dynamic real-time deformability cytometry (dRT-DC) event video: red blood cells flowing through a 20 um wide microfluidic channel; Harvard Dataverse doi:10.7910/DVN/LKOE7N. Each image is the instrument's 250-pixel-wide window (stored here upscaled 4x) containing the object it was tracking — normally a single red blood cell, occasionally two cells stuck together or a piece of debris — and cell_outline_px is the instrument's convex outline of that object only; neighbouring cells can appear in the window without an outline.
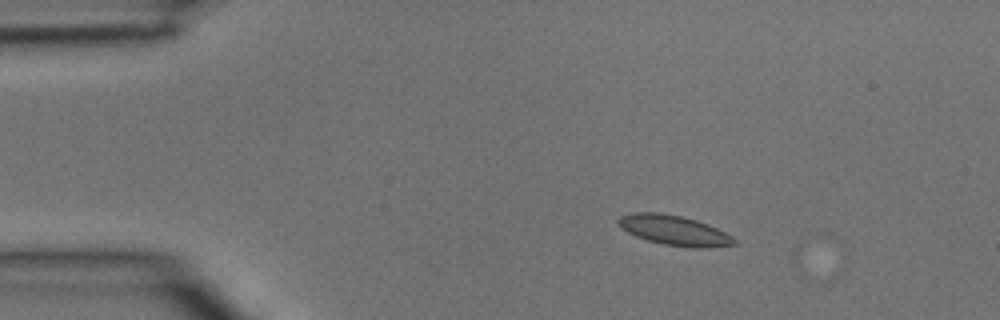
{"species": "common noctule bat (a hibernating species)", "species_latin": "Nyctalus noctula", "temperature_condition": "room temperature", "stored_images_in_passage": 2, "camera_frame_rate_fps": 3000, "um_per_image_px": 0.085, "animal": {"sex": "male", "body_mass_g": 15.6}, "frame": {"image": 1, "passage_image": 1, "time_ms": 0.0, "image_size_px": [1000, 320], "cell_outline_px": [[736, 244], [704, 248], [692, 248], [664, 244], [648, 240], [636, 236], [628, 232], [616, 220], [620, 216], [632, 212], [660, 212], [680, 216], [696, 220], [716, 228], [732, 236], [736, 240]], "centroid_in_image_um": [57.3, 19.57], "position_along_channel_um": 27.7, "area_um2": 19.94}}